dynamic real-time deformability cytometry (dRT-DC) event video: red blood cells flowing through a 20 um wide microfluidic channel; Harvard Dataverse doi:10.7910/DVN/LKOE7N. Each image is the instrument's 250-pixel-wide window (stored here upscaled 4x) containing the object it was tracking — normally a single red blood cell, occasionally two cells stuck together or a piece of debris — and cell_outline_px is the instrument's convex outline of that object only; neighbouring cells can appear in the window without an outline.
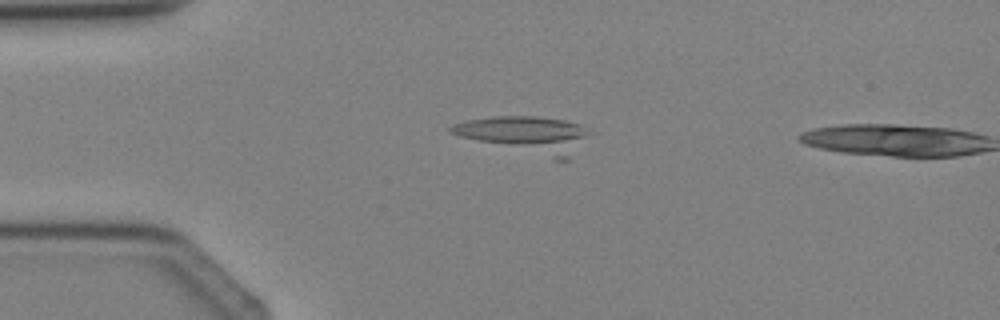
{"species": "Egyptian fruit bat (a non-hibernating species)", "species_latin": "Rousettus aegyptiacus", "temperature_condition": "cold", "stored_images_in_passage": 4, "camera_frame_rate_fps": 3000, "um_per_image_px": 0.085, "animal": {"sex": "female"}, "frame": {"image": 1, "passage_image": 3, "time_ms": 2.333, "image_size_px": [1000, 320], "cell_outline_px": [[592, 132], [568, 160], [552, 160], [460, 136], [448, 132], [448, 128], [452, 124], [468, 120], [492, 116], [536, 116], [564, 120], [580, 124]], "centroid_in_image_um": [44.73, 11.44], "position_along_channel_um": 40.3, "area_um2": 29.65}}